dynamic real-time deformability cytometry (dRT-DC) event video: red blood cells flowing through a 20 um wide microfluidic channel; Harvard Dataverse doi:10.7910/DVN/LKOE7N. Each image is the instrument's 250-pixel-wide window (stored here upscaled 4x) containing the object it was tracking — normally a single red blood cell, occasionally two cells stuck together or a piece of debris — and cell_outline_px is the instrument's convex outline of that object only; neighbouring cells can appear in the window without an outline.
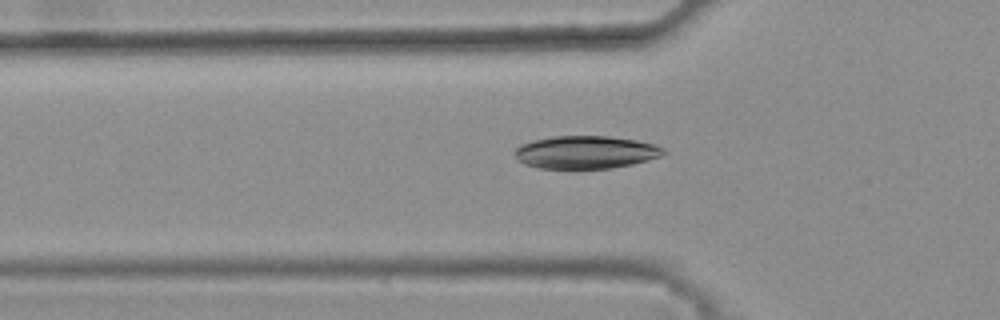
{"species": "common noctule bat (a hibernating species)", "species_latin": "Nyctalus noctula", "temperature_condition": "warm", "stored_images_in_passage": 46, "camera_frame_rate_fps": 3000, "um_per_image_px": 0.085, "animal": {"sex": "female", "body_mass_g": 25.1}, "frame": {"image": 1, "passage_image": 17, "time_ms": 5.333, "image_size_px": [1000, 320], "cell_outline_px": [[668, 152], [660, 156], [648, 160], [632, 164], [612, 168], [540, 168], [524, 164], [516, 160], [516, 148], [520, 144], [532, 140], [552, 136], [608, 136], [636, 140], [656, 144], [664, 148]], "centroid_in_image_um": [49.8, 12.93], "position_along_channel_um": 76.0, "area_um2": 28.55}}
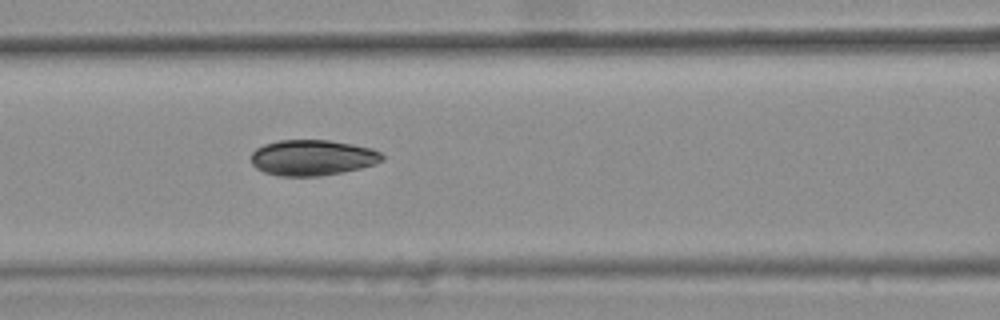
{"frame": {"image": 2, "passage_image": 22, "time_ms": 7.0, "image_size_px": [1000, 320], "cell_outline_px": [[384, 160], [360, 168], [320, 176], [280, 176], [264, 172], [256, 168], [252, 164], [252, 152], [256, 148], [264, 144], [280, 140], [328, 140], [352, 144], [372, 148], [380, 152], [384, 156]], "centroid_in_image_um": [26.54, 13.39], "position_along_channel_um": 140.1, "area_um2": 27.17}}
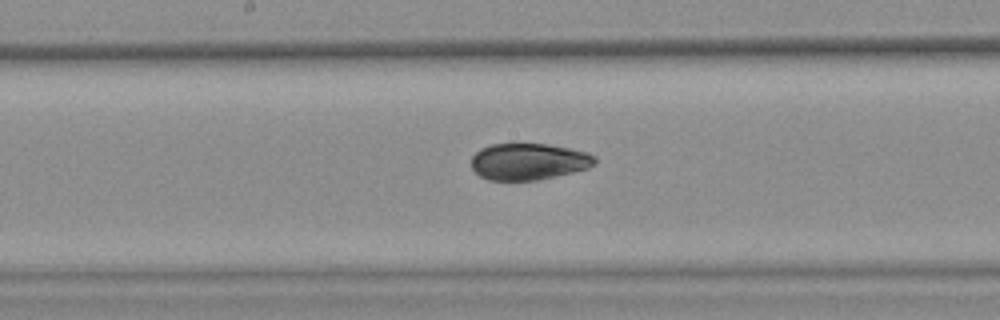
{"frame": {"image": 3, "passage_image": 27, "time_ms": 8.667, "image_size_px": [1000, 320], "cell_outline_px": [[596, 164], [588, 168], [556, 176], [536, 180], [488, 180], [480, 176], [472, 168], [472, 156], [480, 148], [492, 144], [548, 144], [588, 152], [596, 156]], "centroid_in_image_um": [44.94, 13.73], "position_along_channel_um": 203.3, "area_um2": 26.36}, "authors_computed_cell_mechanics": {"area_um2": 28.6977, "velocity_mm_per_s": 3.807, "shape_relaxation_time_tau1_ms": 3.9432, "shape_relaxation_time_tau2_ms": 1.8997, "deformation_change_tau1": 0.1477, "deformation_change_tau2": 0.0557}}